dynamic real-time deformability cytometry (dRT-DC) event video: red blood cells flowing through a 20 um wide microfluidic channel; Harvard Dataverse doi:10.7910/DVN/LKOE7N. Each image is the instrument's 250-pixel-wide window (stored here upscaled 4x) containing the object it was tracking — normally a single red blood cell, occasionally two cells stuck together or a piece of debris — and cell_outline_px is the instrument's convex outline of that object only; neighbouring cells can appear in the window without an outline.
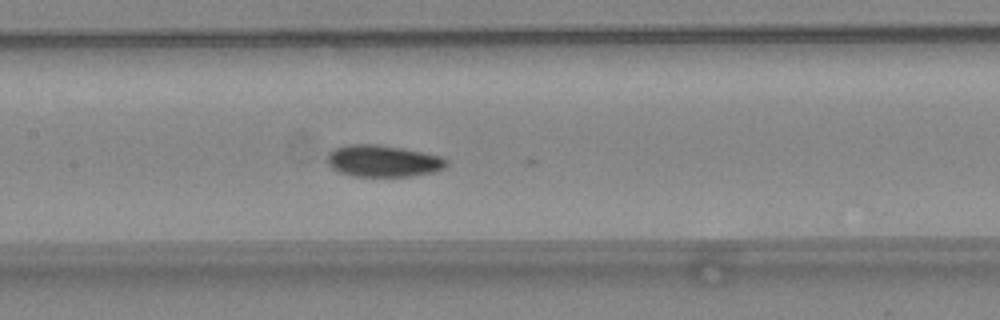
{"species": "common noctule bat (a hibernating species)", "species_latin": "Nyctalus noctula", "temperature_condition": "warm", "stored_images_in_passage": 32, "segment_of_instrument_passage": [1, 2], "camera_frame_rate_fps": 3000, "um_per_image_px": 0.085, "animal": {"sex": "female", "body_mass_g": 24.6, "forearm_length_mm": 56.2}, "frame": {"image": 1, "passage_image": 7, "time_ms": 2.0, "image_size_px": [1000, 320], "cell_outline_px": [[448, 164], [444, 168], [436, 172], [408, 176], [352, 176], [340, 172], [332, 168], [328, 164], [328, 152], [332, 148], [348, 144], [376, 144], [404, 148], [440, 156], [448, 160]], "centroid_in_image_um": [32.55, 13.67], "position_along_channel_um": 174.8, "area_um2": 22.2}}
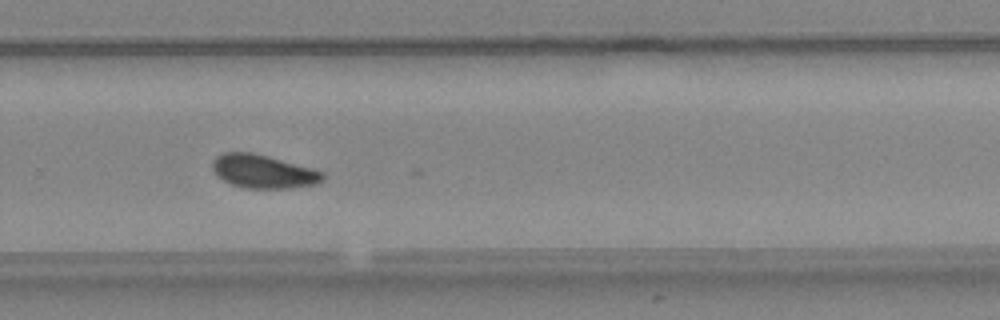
{"frame": {"image": 2, "passage_image": 16, "time_ms": 5.0, "image_size_px": [1000, 320], "cell_outline_px": [[324, 180], [316, 184], [292, 188], [244, 188], [232, 184], [224, 180], [212, 168], [212, 160], [216, 156], [224, 152], [252, 152], [268, 156], [312, 168], [324, 172]], "centroid_in_image_um": [22.4, 14.57], "position_along_channel_um": 307.4, "area_um2": 21.44}}
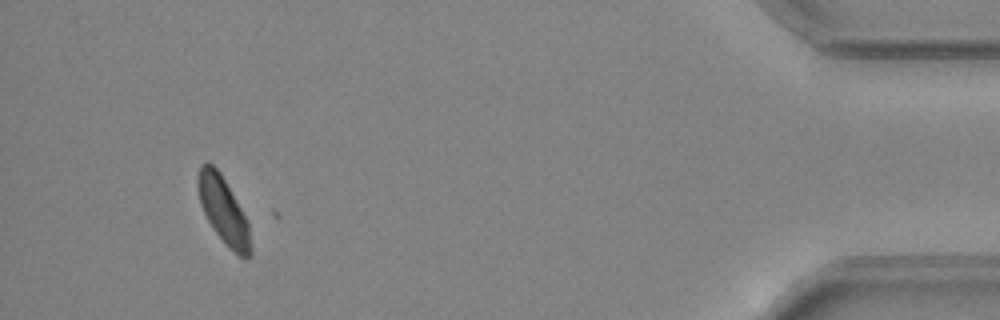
{"frame": {"image": 3, "passage_image": 28, "time_ms": 9.0, "image_size_px": [1000, 320], "cell_outline_px": [[252, 252], [248, 256], [240, 256], [228, 248], [216, 232], [208, 220], [200, 204], [196, 184], [196, 176], [200, 164], [208, 160], [220, 172], [240, 208], [248, 224], [252, 248]], "centroid_in_image_um": [18.94, 17.83], "position_along_channel_um": 416.3, "area_um2": 20.29}}